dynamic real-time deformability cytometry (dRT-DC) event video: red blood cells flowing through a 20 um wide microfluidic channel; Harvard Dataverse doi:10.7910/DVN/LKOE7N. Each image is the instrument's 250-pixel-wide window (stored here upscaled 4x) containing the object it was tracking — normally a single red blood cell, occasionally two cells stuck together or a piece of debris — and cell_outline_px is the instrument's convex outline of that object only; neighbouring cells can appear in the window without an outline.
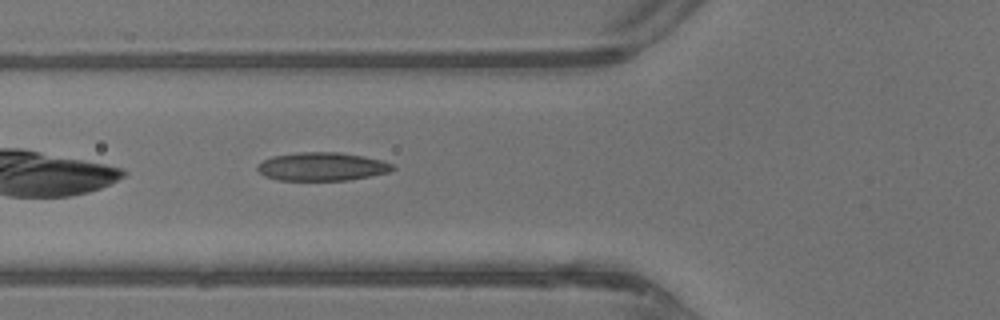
{"species": "common noctule bat (a hibernating species)", "species_latin": "Nyctalus noctula", "temperature_condition": "warm", "stored_images_in_passage": 21, "camera_frame_rate_fps": 3000, "um_per_image_px": 0.085, "animal": {"sex": "male", "body_mass_g": 13.3}, "frame": {"image": 1, "passage_image": 3, "time_ms": 0.667, "image_size_px": [1000, 320], "cell_outline_px": [[396, 168], [388, 172], [372, 176], [348, 180], [276, 180], [264, 176], [256, 168], [264, 160], [272, 156], [300, 152], [340, 152], [364, 156], [384, 160], [392, 164]], "centroid_in_image_um": [27.4, 14.16], "position_along_channel_um": 98.4, "area_um2": 22.43}}
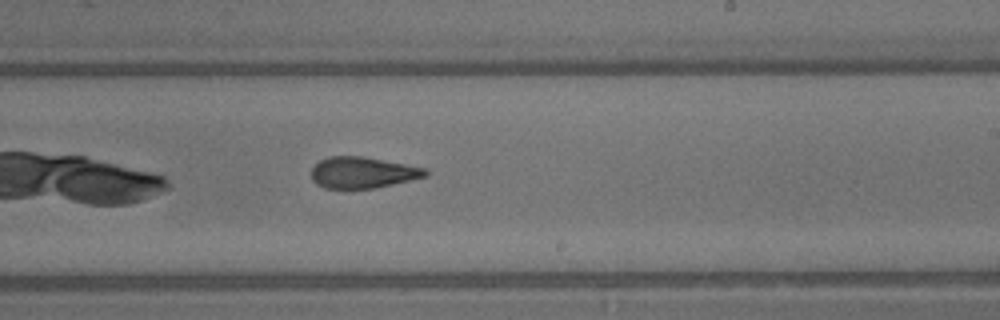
{"frame": {"image": 2, "passage_image": 13, "time_ms": 4.0, "image_size_px": [1000, 320], "cell_outline_px": [[428, 176], [392, 184], [372, 188], [324, 188], [316, 184], [312, 180], [312, 168], [320, 160], [332, 156], [364, 156], [428, 168]], "centroid_in_image_um": [30.85, 14.66], "position_along_channel_um": 258.2, "area_um2": 20.75}}
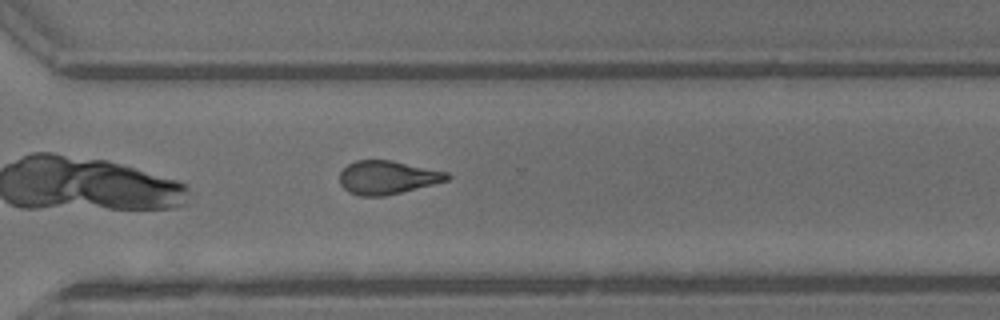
{"frame": {"image": 3, "passage_image": 18, "time_ms": 5.667, "image_size_px": [1000, 320], "cell_outline_px": [[452, 176], [448, 180], [384, 196], [360, 196], [348, 192], [340, 184], [340, 172], [348, 164], [356, 160], [392, 160], [448, 172]], "centroid_in_image_um": [32.92, 15.07], "position_along_channel_um": 337.7, "area_um2": 20.87}}